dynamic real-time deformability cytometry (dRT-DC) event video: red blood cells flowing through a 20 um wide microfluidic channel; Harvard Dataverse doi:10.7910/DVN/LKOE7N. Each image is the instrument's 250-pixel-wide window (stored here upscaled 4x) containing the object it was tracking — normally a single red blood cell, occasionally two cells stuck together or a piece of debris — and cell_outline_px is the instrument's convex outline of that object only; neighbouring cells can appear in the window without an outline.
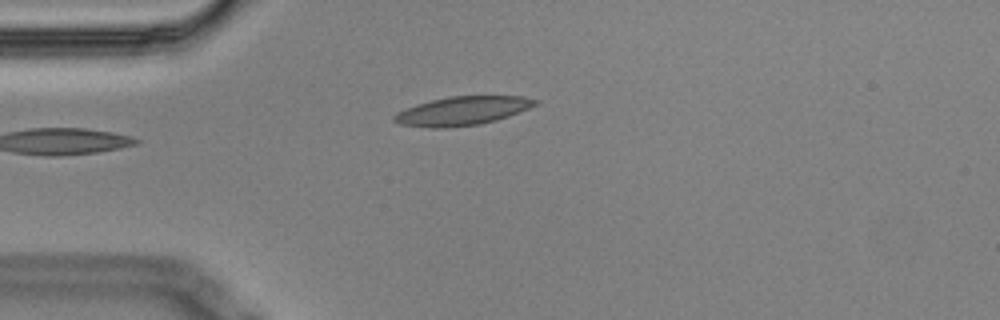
{"species": "Egyptian fruit bat (a non-hibernating species)", "species_latin": "Rousettus aegyptiacus", "temperature_condition": "cold", "stored_images_in_passage": 5, "camera_frame_rate_fps": 3000, "um_per_image_px": 0.085, "animal": {"sex": "male"}, "frame": {"image": 1, "passage_image": 1, "time_ms": 0.0, "image_size_px": [1000, 320], "cell_outline_px": [[540, 104], [508, 116], [496, 120], [480, 124], [444, 128], [432, 128], [400, 124], [392, 120], [392, 116], [396, 112], [404, 108], [416, 104], [448, 96], [520, 96], [540, 100]], "centroid_in_image_um": [39.29, 9.42], "position_along_channel_um": 45.7, "area_um2": 23.76}}
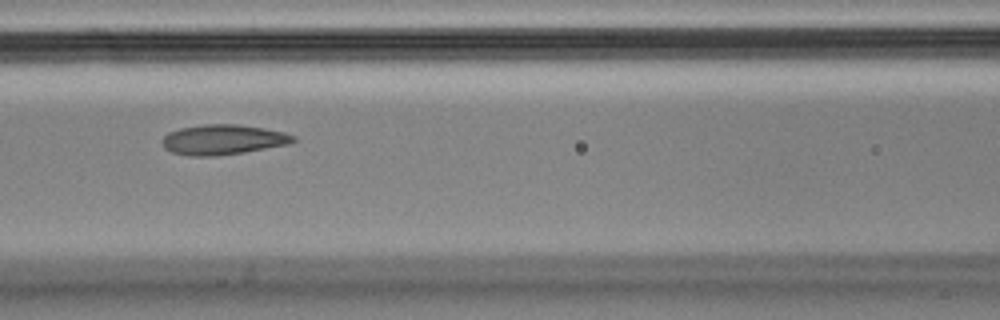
{"frame": {"image": 2, "passage_image": 4, "time_ms": 1.0, "image_size_px": [1000, 320], "cell_outline_px": [[296, 140], [288, 144], [244, 152], [216, 156], [188, 156], [172, 152], [164, 148], [160, 140], [168, 132], [180, 128], [204, 124], [240, 124], [264, 128], [284, 132], [296, 136]], "centroid_in_image_um": [18.93, 11.86], "position_along_channel_um": 147.7, "area_um2": 23.12}}
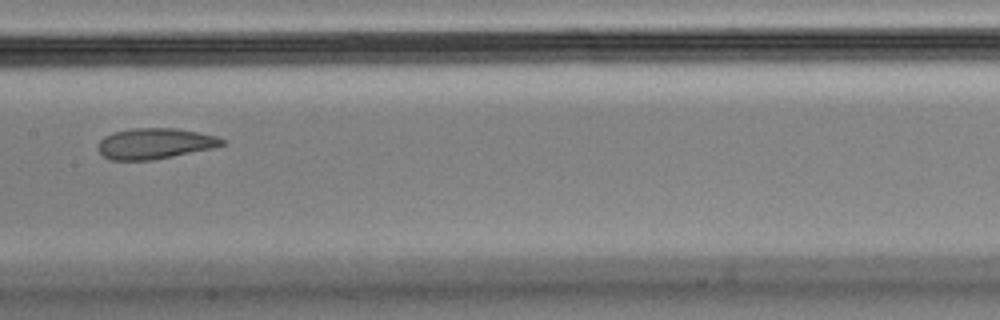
{"frame": {"image": 3, "passage_image": 5, "time_ms": 1.333, "image_size_px": [1000, 320], "cell_outline_px": [[224, 144], [212, 148], [152, 160], [108, 160], [96, 148], [100, 140], [104, 136], [112, 132], [132, 128], [176, 128], [216, 136], [224, 140]], "centroid_in_image_um": [13.1, 12.2], "position_along_channel_um": 194.3, "area_um2": 22.14}}